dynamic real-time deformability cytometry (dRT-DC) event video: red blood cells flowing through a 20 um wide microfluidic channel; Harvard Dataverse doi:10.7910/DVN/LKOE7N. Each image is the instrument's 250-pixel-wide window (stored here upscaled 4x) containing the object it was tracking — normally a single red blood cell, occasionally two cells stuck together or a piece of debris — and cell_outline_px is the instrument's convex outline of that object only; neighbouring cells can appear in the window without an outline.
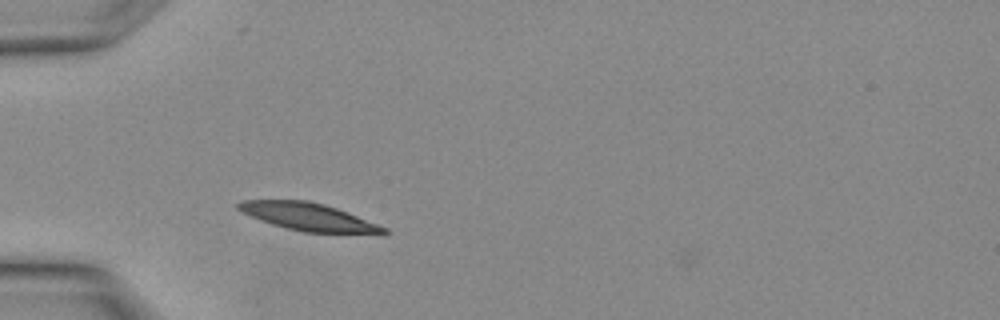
{"species": "Egyptian fruit bat (a non-hibernating species)", "species_latin": "Rousettus aegyptiacus", "temperature_condition": "warm", "stored_images_in_passage": 9, "camera_frame_rate_fps": 3000, "um_per_image_px": 0.085, "animal": {"sex": "female"}, "frame": {"image": 1, "passage_image": 1, "time_ms": 0.0, "image_size_px": [1000, 320], "cell_outline_px": [[388, 232], [380, 236], [304, 232], [272, 224], [260, 220], [236, 208], [236, 204], [244, 200], [308, 200], [324, 204], [348, 212], [388, 228]], "centroid_in_image_um": [26.37, 18.47], "position_along_channel_um": 58.6, "area_um2": 23.93}}
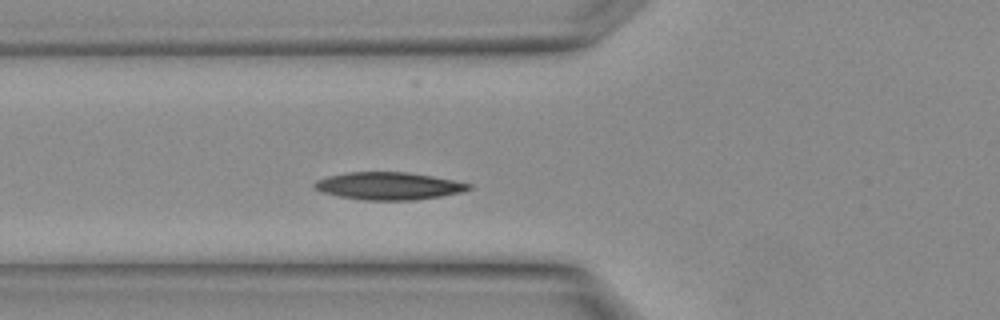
{"frame": {"image": 2, "passage_image": 3, "time_ms": 0.667, "image_size_px": [1000, 320], "cell_outline_px": [[472, 188], [460, 192], [440, 196], [412, 200], [364, 200], [340, 196], [320, 192], [312, 188], [312, 184], [316, 180], [328, 176], [348, 172], [408, 172], [432, 176], [472, 184]], "centroid_in_image_um": [32.98, 15.8], "position_along_channel_um": 92.8, "area_um2": 24.68}}
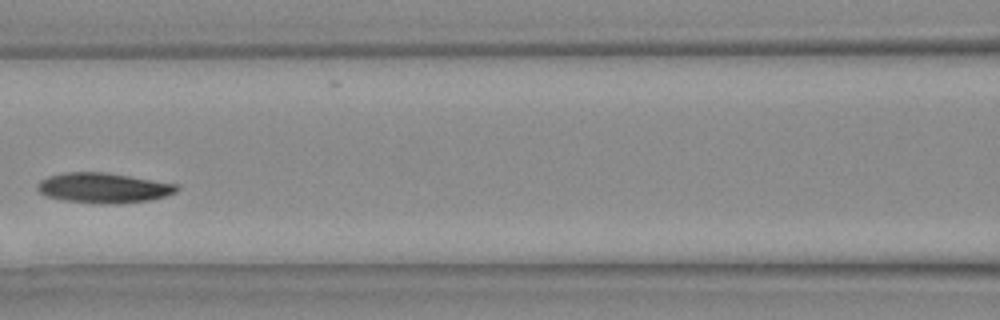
{"frame": {"image": 3, "passage_image": 6, "time_ms": 1.667, "image_size_px": [1000, 320], "cell_outline_px": [[180, 188], [176, 192], [164, 196], [148, 200], [120, 204], [100, 204], [64, 200], [44, 196], [36, 188], [36, 184], [40, 180], [48, 176], [64, 172], [104, 172], [176, 184]], "centroid_in_image_um": [8.74, 15.97], "position_along_channel_um": 157.9, "area_um2": 24.45}}